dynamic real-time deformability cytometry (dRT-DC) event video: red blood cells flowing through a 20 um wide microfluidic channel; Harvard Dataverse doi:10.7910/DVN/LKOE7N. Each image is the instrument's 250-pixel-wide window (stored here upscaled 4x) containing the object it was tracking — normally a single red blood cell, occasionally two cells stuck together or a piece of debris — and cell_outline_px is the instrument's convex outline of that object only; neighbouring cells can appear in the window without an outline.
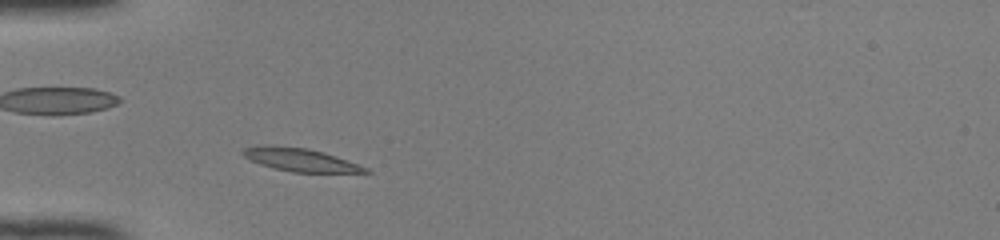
{"species": "common noctule bat (a hibernating species)", "species_latin": "Nyctalus noctula", "temperature_condition": "room temperature", "stored_images_in_passage": 39, "camera_frame_rate_fps": 3000, "um_per_image_px": 0.085, "animal": {"sex": "female", "body_mass_g": 22.0, "forearm_length_mm": 56.7}, "frame": {"image": 1, "passage_image": 5, "time_ms": 1.333, "image_size_px": [1000, 240], "cell_outline_px": [[372, 172], [292, 172], [272, 168], [260, 164], [244, 156], [240, 152], [244, 148], [256, 144], [276, 144], [308, 148], [324, 152], [336, 156], [368, 168]], "centroid_in_image_um": [25.44, 13.55], "position_along_channel_um": 59.6, "area_um2": 16.7}}
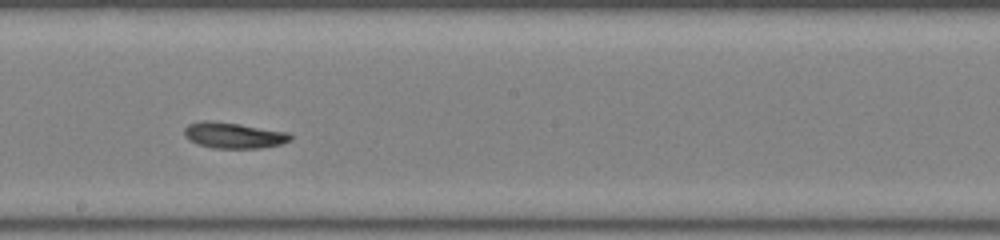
{"frame": {"image": 2, "passage_image": 18, "time_ms": 5.667, "image_size_px": [1000, 240], "cell_outline_px": [[292, 140], [280, 144], [260, 148], [212, 148], [196, 144], [188, 140], [184, 136], [184, 128], [188, 124], [204, 120], [208, 120], [240, 124], [288, 132], [292, 136]], "centroid_in_image_um": [19.83, 11.5], "position_along_channel_um": 228.4, "area_um2": 16.13}}
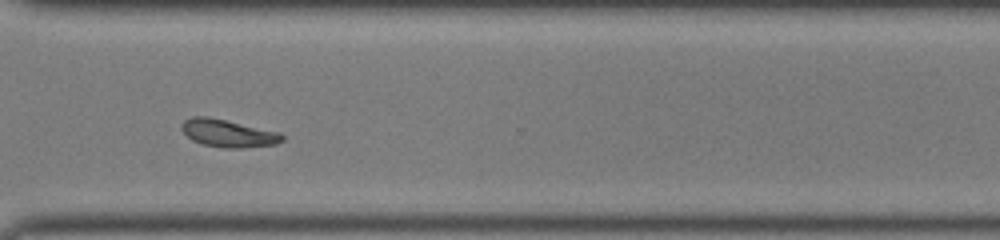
{"frame": {"image": 3, "passage_image": 27, "time_ms": 8.667, "image_size_px": [1000, 240], "cell_outline_px": [[284, 140], [276, 144], [244, 148], [224, 148], [200, 144], [192, 140], [180, 128], [180, 124], [184, 120], [192, 116], [208, 116], [280, 132], [284, 136]], "centroid_in_image_um": [19.38, 11.33], "position_along_channel_um": 351.2, "area_um2": 16.36}, "authors_computed_cell_mechanics": {"area_um2": 16.1262, "velocity_mm_per_s": 4.0733, "shape_relaxation_time_tau1_ms": 4.4828, "shape_relaxation_time_tau2_ms": null, "deformation_change_tau1": 0.17, "deformation_change_tau2": null}}